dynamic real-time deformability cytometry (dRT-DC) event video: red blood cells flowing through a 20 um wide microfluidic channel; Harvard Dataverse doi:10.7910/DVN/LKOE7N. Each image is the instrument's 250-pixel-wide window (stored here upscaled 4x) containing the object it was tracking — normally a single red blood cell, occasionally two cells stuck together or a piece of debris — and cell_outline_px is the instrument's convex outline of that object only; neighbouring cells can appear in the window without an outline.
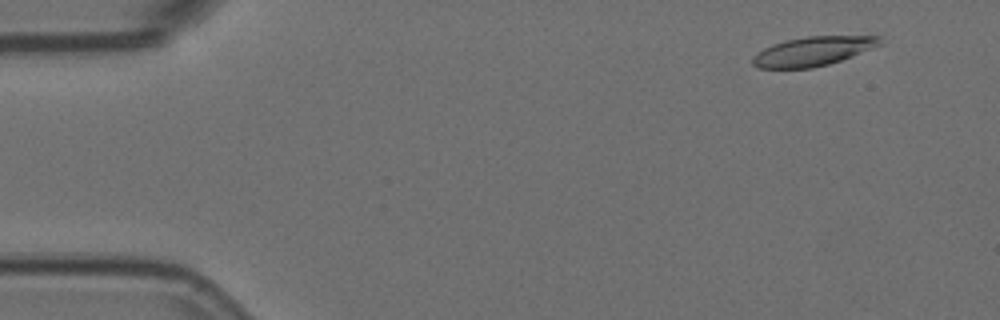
{"species": "Egyptian fruit bat (a non-hibernating species)", "species_latin": "Rousettus aegyptiacus", "temperature_condition": "room temperature", "stored_images_in_passage": 50, "camera_frame_rate_fps": 3000, "um_per_image_px": 0.085, "animal": {"sex": "female"}, "frame": {"image": 1, "passage_image": 5, "time_ms": 1.333, "image_size_px": [1000, 320], "cell_outline_px": [[884, 44], [852, 56], [828, 64], [812, 68], [756, 68], [752, 64], [752, 56], [764, 48], [772, 44], [788, 40], [808, 36], [880, 36]], "centroid_in_image_um": [69.11, 4.36], "position_along_channel_um": 15.9, "area_um2": 21.62}}
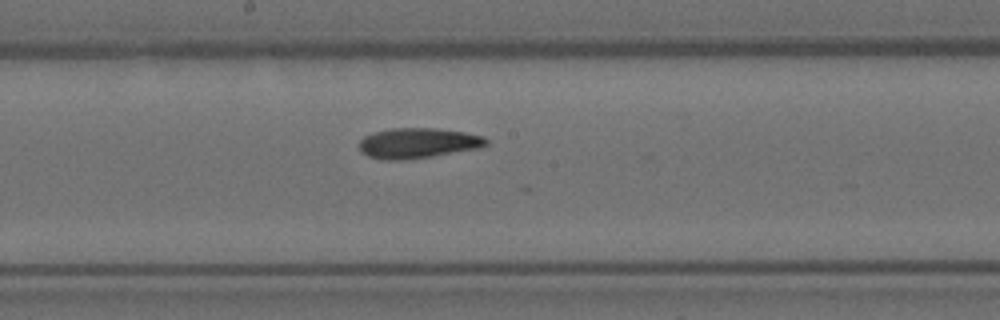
{"frame": {"image": 2, "passage_image": 30, "time_ms": 9.667, "image_size_px": [1000, 320], "cell_outline_px": [[488, 144], [480, 148], [432, 156], [400, 160], [384, 160], [368, 156], [360, 152], [360, 140], [364, 136], [372, 132], [392, 128], [436, 128], [464, 132], [484, 136], [488, 140]], "centroid_in_image_um": [35.52, 12.16], "position_along_channel_um": 212.7, "area_um2": 22.48}}
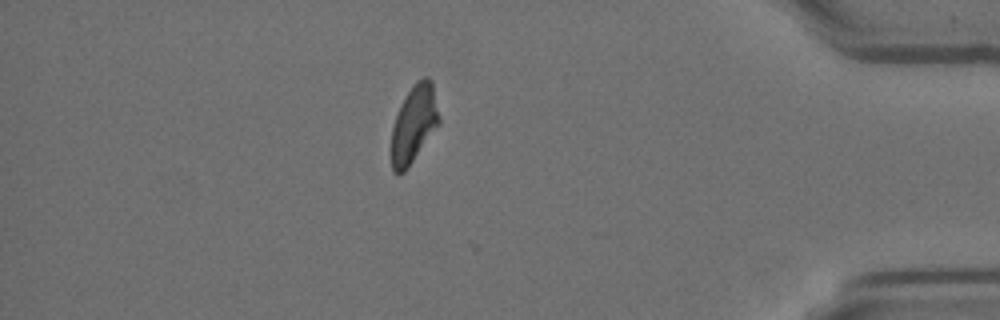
{"frame": {"image": 3, "passage_image": 49, "time_ms": 16.0, "image_size_px": [1000, 320], "cell_outline_px": [[440, 124], [404, 172], [392, 172], [392, 128], [396, 116], [412, 84], [416, 80], [424, 76], [428, 76], [432, 80], [440, 116]], "centroid_in_image_um": [35.22, 10.49], "position_along_channel_um": 400.0, "area_um2": 21.33}, "authors_computed_cell_mechanics": {"area_um2": 22.3397, "velocity_mm_per_s": 3.605, "shape_relaxation_time_tau1_ms": null, "shape_relaxation_time_tau2_ms": 8.4529, "deformation_change_tau1": null, "deformation_change_tau2": 0.1698}}